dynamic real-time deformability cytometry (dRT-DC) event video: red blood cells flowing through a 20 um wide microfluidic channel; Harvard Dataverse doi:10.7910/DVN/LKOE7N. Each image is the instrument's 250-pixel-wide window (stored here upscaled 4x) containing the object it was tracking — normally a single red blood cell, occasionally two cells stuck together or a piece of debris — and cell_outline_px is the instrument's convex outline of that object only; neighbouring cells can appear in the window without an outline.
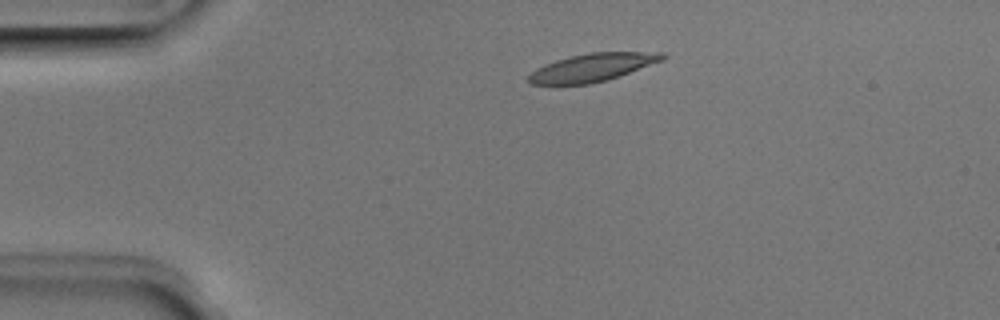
{"species": "Egyptian fruit bat (a non-hibernating species)", "species_latin": "Rousettus aegyptiacus", "temperature_condition": "room temperature", "stored_images_in_passage": 2, "camera_frame_rate_fps": 3000, "um_per_image_px": 0.085, "animal": {"sex": "male"}, "frame": {"image": 1, "passage_image": 1, "time_ms": 0.0, "image_size_px": [1000, 320], "cell_outline_px": [[668, 56], [664, 60], [620, 76], [608, 80], [588, 84], [532, 84], [528, 80], [528, 76], [536, 68], [544, 64], [556, 60], [588, 52], [664, 52]], "centroid_in_image_um": [50.41, 5.72], "position_along_channel_um": 34.6, "area_um2": 21.85}}